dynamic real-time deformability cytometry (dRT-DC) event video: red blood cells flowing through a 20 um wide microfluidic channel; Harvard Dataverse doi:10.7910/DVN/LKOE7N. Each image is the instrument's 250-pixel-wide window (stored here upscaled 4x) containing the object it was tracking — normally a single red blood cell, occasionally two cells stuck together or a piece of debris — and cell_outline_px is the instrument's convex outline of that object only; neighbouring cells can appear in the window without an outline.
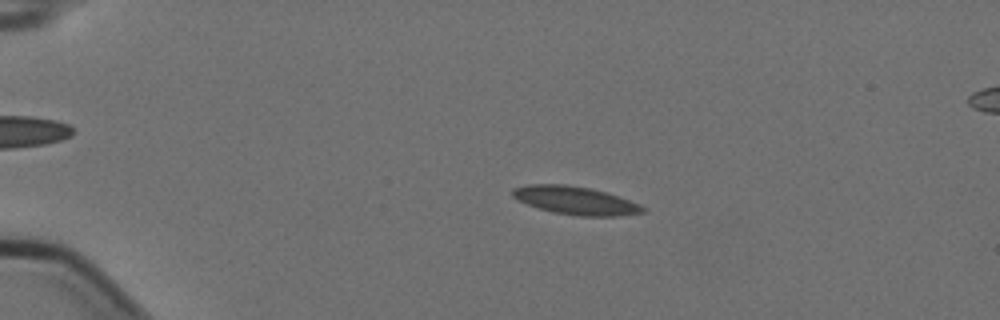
{"species": "Egyptian fruit bat (a non-hibernating species)", "species_latin": "Rousettus aegyptiacus", "temperature_condition": "cold", "stored_images_in_passage": 7, "camera_frame_rate_fps": 3000, "um_per_image_px": 0.085, "animal": {"sex": "female"}, "frame": {"image": 1, "passage_image": 3, "time_ms": 0.667, "image_size_px": [1000, 320], "cell_outline_px": [[644, 212], [620, 216], [580, 216], [552, 212], [516, 200], [512, 196], [512, 188], [524, 184], [564, 184], [588, 188], [608, 192], [640, 204], [644, 208]], "centroid_in_image_um": [48.89, 17.03], "position_along_channel_um": 36.1, "area_um2": 21.39}}
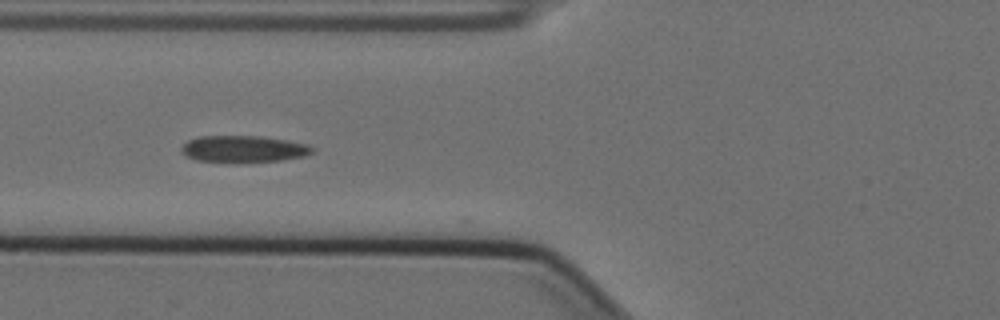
{"frame": {"image": 2, "passage_image": 6, "time_ms": 1.667, "image_size_px": [1000, 320], "cell_outline_px": [[312, 152], [304, 156], [280, 160], [232, 164], [196, 160], [184, 156], [180, 152], [180, 148], [188, 140], [200, 136], [260, 136], [288, 140], [308, 144], [312, 148]], "centroid_in_image_um": [20.63, 12.68], "position_along_channel_um": 105.2, "area_um2": 20.87}}
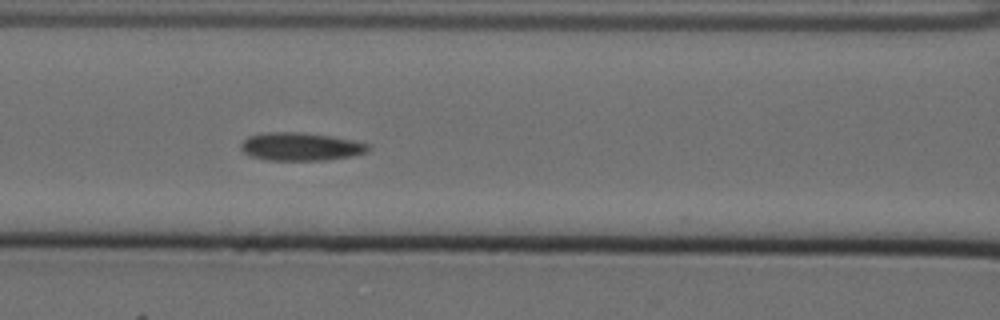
{"frame": {"image": 3, "passage_image": 7, "time_ms": 2.0, "image_size_px": [1000, 320], "cell_outline_px": [[372, 148], [368, 152], [352, 156], [324, 160], [268, 160], [248, 156], [240, 148], [240, 144], [248, 136], [268, 132], [300, 132], [332, 136], [352, 140], [368, 144]], "centroid_in_image_um": [25.55, 12.46], "position_along_channel_um": 141.0, "area_um2": 20.92}}